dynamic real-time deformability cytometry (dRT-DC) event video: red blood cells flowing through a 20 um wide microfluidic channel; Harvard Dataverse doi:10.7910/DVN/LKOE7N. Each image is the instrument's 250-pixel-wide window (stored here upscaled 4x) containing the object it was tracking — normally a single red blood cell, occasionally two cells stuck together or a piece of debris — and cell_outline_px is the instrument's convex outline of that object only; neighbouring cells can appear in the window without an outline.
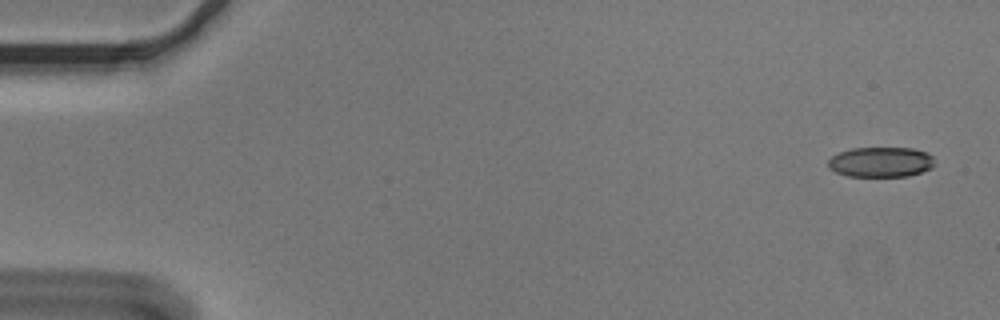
{"species": "Egyptian fruit bat (a non-hibernating species)", "species_latin": "Rousettus aegyptiacus", "temperature_condition": "cold", "stored_images_in_passage": 4, "camera_frame_rate_fps": 3000, "um_per_image_px": 0.085, "animal": {"sex": "male"}, "frame": {"image": 1, "passage_image": 1, "time_ms": 0.0, "image_size_px": [1000, 320], "cell_outline_px": [[936, 164], [932, 168], [908, 176], [848, 176], [836, 172], [828, 168], [828, 160], [832, 156], [840, 152], [852, 148], [912, 148], [928, 152], [932, 156]], "centroid_in_image_um": [74.89, 13.77], "position_along_channel_um": 10.1, "area_um2": 18.79}}
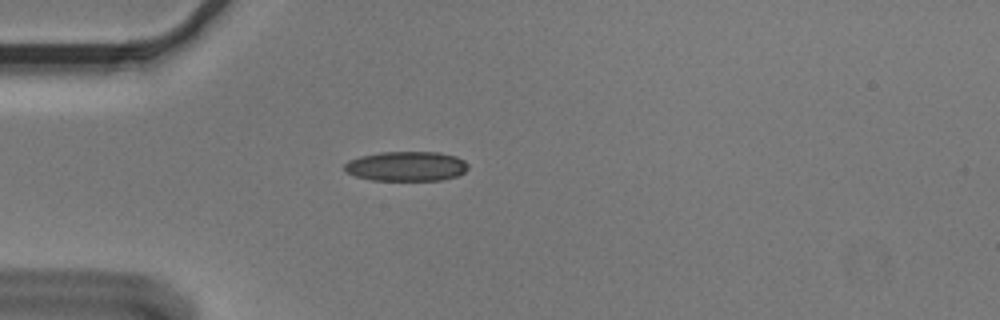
{"frame": {"image": 2, "passage_image": 4, "time_ms": 1.0, "image_size_px": [1000, 320], "cell_outline_px": [[468, 168], [464, 172], [456, 176], [440, 180], [372, 180], [356, 176], [344, 172], [344, 164], [348, 160], [360, 156], [380, 152], [440, 152], [456, 156], [464, 160], [468, 164]], "centroid_in_image_um": [34.52, 14.12], "position_along_channel_um": 50.5, "area_um2": 21.5}}